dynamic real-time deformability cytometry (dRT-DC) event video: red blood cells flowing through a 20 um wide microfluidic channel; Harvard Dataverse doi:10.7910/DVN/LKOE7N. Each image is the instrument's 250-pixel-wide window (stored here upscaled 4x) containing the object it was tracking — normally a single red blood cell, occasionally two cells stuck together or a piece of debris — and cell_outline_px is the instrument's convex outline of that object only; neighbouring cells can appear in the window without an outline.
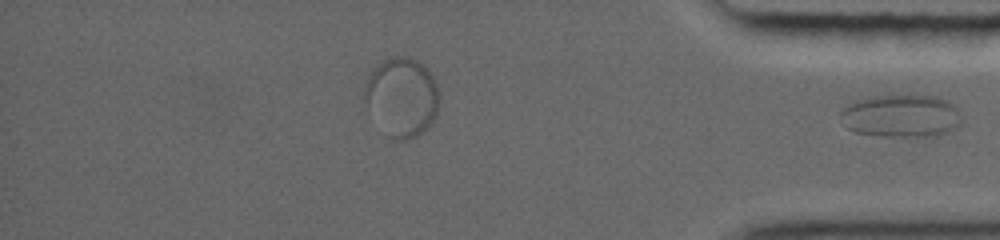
{"species": "common noctule bat (a hibernating species)", "species_latin": "Nyctalus noctula", "temperature_condition": "warm", "stored_images_in_passage": 29, "segment_of_instrument_passage": [2, 2], "camera_frame_rate_fps": 5000, "um_per_image_px": 0.085, "animal": {"sex": "female", "body_mass_g": 19.0, "forearm_length_mm": 56.7}, "frame": {"image": 1, "passage_image": 29, "time_ms": 11.4, "image_size_px": [1000, 240], "cell_outline_px": [[964, 120], [956, 128], [936, 136], [884, 136], [856, 132], [848, 128], [840, 116], [840, 112], [844, 108], [852, 104], [872, 96], [932, 96], [948, 100], [960, 112]], "centroid_in_image_um": [76.68, 9.87], "position_along_channel_um": 358.5, "area_um2": 29.77}}